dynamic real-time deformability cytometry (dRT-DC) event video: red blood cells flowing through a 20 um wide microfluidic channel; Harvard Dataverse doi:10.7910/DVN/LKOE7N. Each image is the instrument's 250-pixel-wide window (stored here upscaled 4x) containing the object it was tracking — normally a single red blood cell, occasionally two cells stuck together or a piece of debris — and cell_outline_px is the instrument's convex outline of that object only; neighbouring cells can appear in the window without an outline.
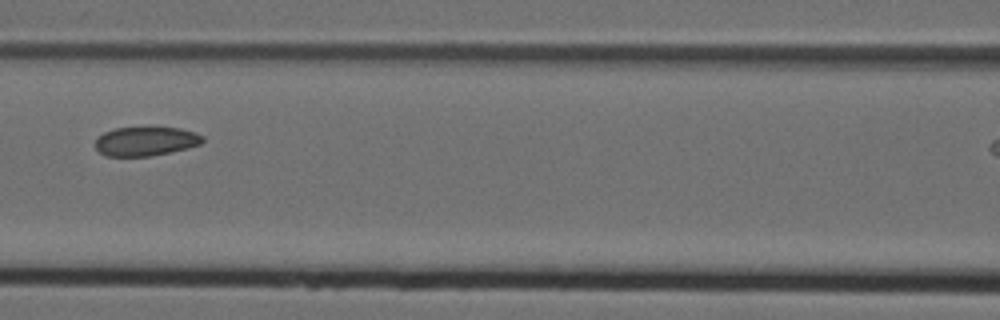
{"species": "Egyptian fruit bat (a non-hibernating species)", "species_latin": "Rousettus aegyptiacus", "temperature_condition": "cold", "stored_images_in_passage": 6, "camera_frame_rate_fps": 3000, "um_per_image_px": 0.085, "animal": {"sex": "female"}, "frame": {"image": 1, "passage_image": 6, "time_ms": 1.667, "image_size_px": [1000, 320], "cell_outline_px": [[204, 140], [200, 144], [188, 148], [148, 156], [104, 156], [96, 148], [96, 136], [104, 132], [116, 128], [180, 128], [196, 132], [204, 136]], "centroid_in_image_um": [12.38, 12.01], "position_along_channel_um": 154.2, "area_um2": 18.09}}